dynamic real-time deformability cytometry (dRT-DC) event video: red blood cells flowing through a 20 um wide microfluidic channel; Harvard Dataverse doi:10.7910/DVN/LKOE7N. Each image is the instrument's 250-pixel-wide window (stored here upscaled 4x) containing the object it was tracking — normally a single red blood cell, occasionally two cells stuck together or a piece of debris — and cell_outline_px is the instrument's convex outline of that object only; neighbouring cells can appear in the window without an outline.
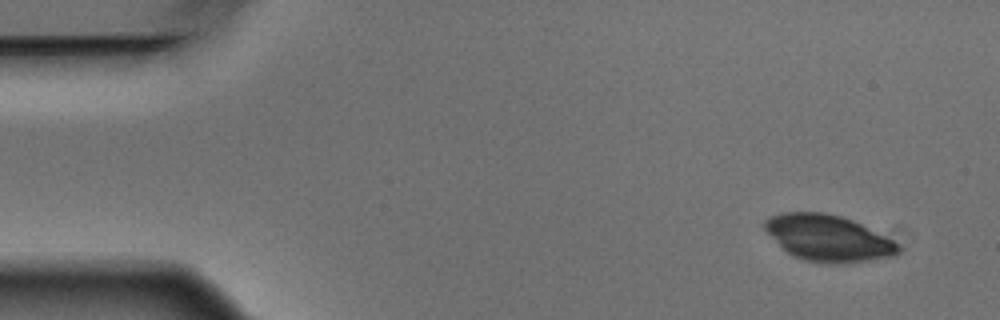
{"species": "Egyptian fruit bat (a non-hibernating species)", "species_latin": "Rousettus aegyptiacus", "temperature_condition": "warm", "stored_images_in_passage": 3, "camera_frame_rate_fps": 3000, "um_per_image_px": 0.085, "animal": {"sex": "male"}, "frame": {"image": 1, "passage_image": 1, "time_ms": 0.0, "image_size_px": [1000, 320], "cell_outline_px": [[900, 252], [896, 256], [848, 264], [828, 264], [804, 260], [792, 256], [764, 228], [764, 220], [768, 216], [784, 212], [824, 212], [840, 216], [852, 220], [892, 240], [900, 248]], "centroid_in_image_um": [70.4, 20.25], "position_along_channel_um": 14.6, "area_um2": 35.89}}